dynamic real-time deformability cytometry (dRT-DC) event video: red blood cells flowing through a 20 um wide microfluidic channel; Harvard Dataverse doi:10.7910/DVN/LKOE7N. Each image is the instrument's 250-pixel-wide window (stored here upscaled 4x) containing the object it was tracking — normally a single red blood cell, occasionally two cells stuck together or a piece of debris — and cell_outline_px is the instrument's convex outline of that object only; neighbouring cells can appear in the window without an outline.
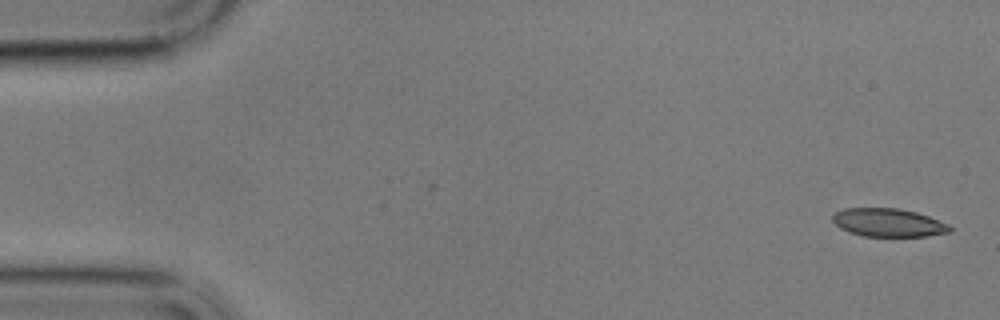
{"species": "common noctule bat (a hibernating species)", "species_latin": "Nyctalus noctula", "temperature_condition": "cold", "stored_images_in_passage": 57, "camera_frame_rate_fps": 3000, "um_per_image_px": 0.085, "animal": {"sex": "male", "body_mass_g": 17.9}, "frame": {"image": 1, "passage_image": 1, "time_ms": 0.0, "image_size_px": [1000, 320], "cell_outline_px": [[952, 228], [948, 232], [928, 236], [860, 236], [848, 232], [840, 228], [832, 220], [832, 216], [836, 212], [844, 208], [900, 208], [916, 212], [928, 216], [948, 224]], "centroid_in_image_um": [75.48, 18.92], "position_along_channel_um": 9.5, "area_um2": 19.31}}
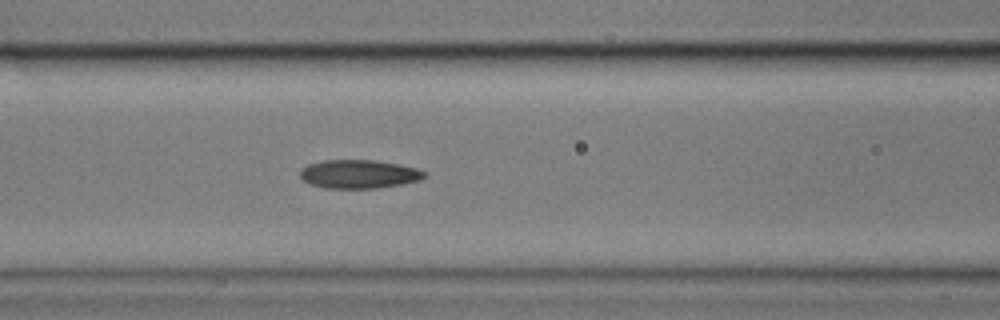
{"frame": {"image": 2, "passage_image": 23, "time_ms": 7.333, "image_size_px": [1000, 320], "cell_outline_px": [[428, 176], [420, 180], [400, 184], [376, 188], [324, 188], [308, 184], [300, 176], [300, 168], [308, 164], [324, 160], [376, 160], [416, 168], [428, 172]], "centroid_in_image_um": [30.5, 14.79], "position_along_channel_um": 136.1, "area_um2": 20.81}}
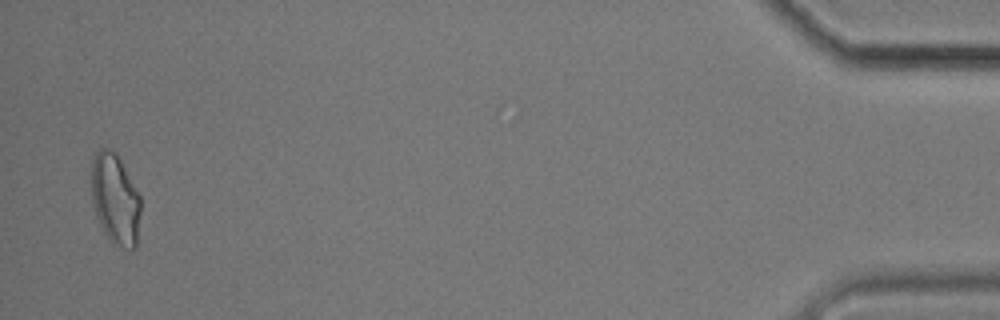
{"frame": {"image": 3, "passage_image": 56, "time_ms": 18.333, "image_size_px": [1000, 320], "cell_outline_px": [[140, 212], [136, 248], [124, 248], [108, 240], [96, 216], [92, 204], [92, 160], [96, 152], [100, 148], [108, 148], [116, 152], [140, 196]], "centroid_in_image_um": [9.79, 16.93], "position_along_channel_um": 425.4, "area_um2": 25.95}, "authors_computed_cell_mechanics": {"area_um2": 20.8658, "velocity_mm_per_s": 3.4119, "shape_relaxation_time_tau1_ms": null, "shape_relaxation_time_tau2_ms": 2.7255, "deformation_change_tau1": null, "deformation_change_tau2": 0.0972}}